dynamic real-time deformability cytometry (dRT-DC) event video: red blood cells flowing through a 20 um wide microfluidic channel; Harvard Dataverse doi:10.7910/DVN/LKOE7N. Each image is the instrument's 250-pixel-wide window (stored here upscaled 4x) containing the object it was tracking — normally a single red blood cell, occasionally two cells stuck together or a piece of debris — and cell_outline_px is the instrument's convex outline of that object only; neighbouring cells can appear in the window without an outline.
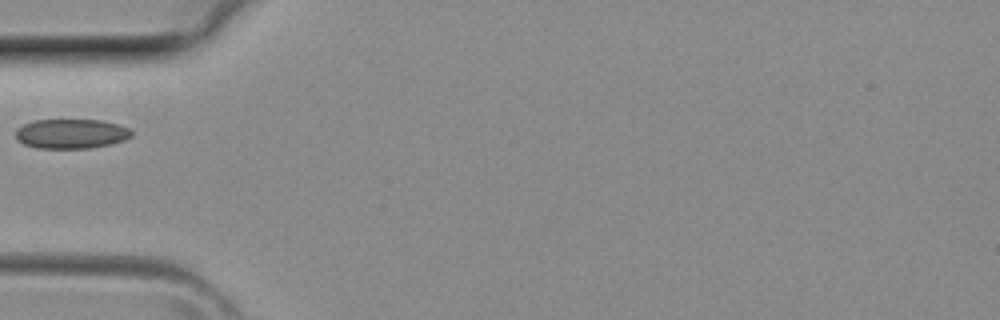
{"species": "common noctule bat (a hibernating species)", "species_latin": "Nyctalus noctula", "temperature_condition": "room temperature", "stored_images_in_passage": 1, "camera_frame_rate_fps": 3000, "um_per_image_px": 0.085, "animal": {"sex": "female", "body_mass_g": 29.2, "forearm_length_mm": 56.3}, "frame": {"image": 1, "passage_image": 1, "time_ms": 0.0, "image_size_px": [1000, 320], "cell_outline_px": [[132, 136], [124, 140], [108, 144], [88, 148], [36, 148], [24, 144], [16, 140], [16, 128], [24, 124], [36, 120], [100, 120], [120, 124], [128, 128], [132, 132]], "centroid_in_image_um": [6.03, 11.36], "position_along_channel_um": 79.0, "area_um2": 19.94}}